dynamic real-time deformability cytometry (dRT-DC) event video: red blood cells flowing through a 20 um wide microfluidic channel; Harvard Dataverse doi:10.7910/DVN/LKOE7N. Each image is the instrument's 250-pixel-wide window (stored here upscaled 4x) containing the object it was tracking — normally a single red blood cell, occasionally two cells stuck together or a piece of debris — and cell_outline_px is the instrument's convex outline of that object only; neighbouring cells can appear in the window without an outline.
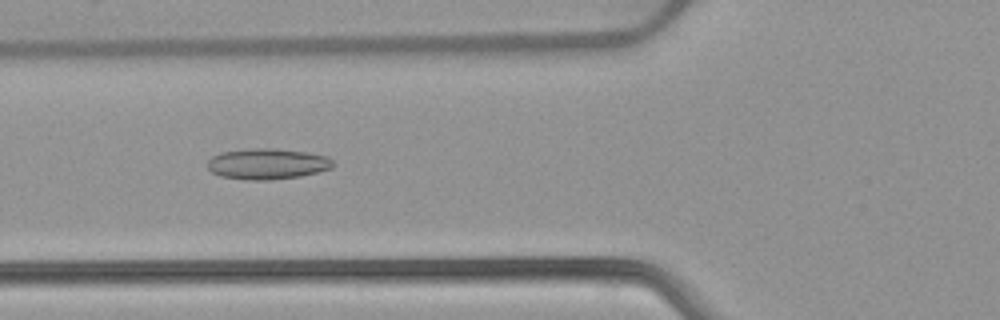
{"species": "common noctule bat (a hibernating species)", "species_latin": "Nyctalus noctula", "temperature_condition": "warm", "stored_images_in_passage": 52, "camera_frame_rate_fps": 3000, "um_per_image_px": 0.085, "animal": {"sex": "female", "body_mass_g": 22.7, "forearm_length_mm": 54.2}, "frame": {"image": 1, "passage_image": 20, "time_ms": 6.333, "image_size_px": [1000, 320], "cell_outline_px": [[336, 164], [332, 168], [320, 172], [300, 176], [272, 180], [244, 180], [220, 176], [212, 172], [208, 168], [208, 160], [212, 156], [220, 152], [252, 148], [276, 148], [308, 152], [328, 156]], "centroid_in_image_um": [22.75, 13.93], "position_along_channel_um": 103.0, "area_um2": 22.95}}
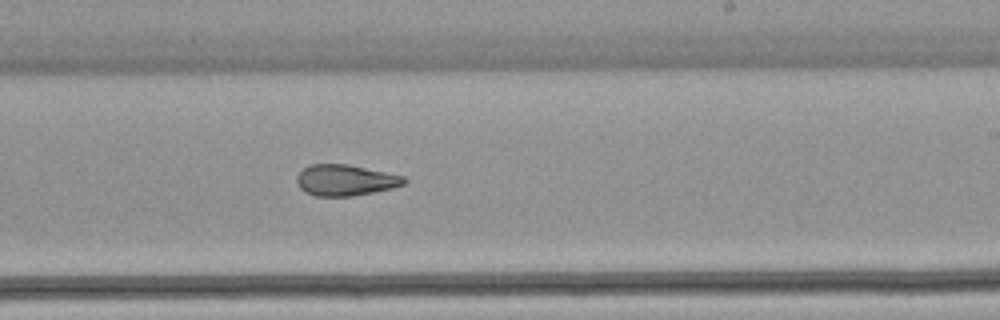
{"frame": {"image": 2, "passage_image": 32, "time_ms": 10.333, "image_size_px": [1000, 320], "cell_outline_px": [[408, 180], [404, 184], [392, 188], [352, 196], [316, 196], [304, 192], [296, 184], [296, 176], [304, 168], [312, 164], [348, 164], [404, 176]], "centroid_in_image_um": [29.33, 15.31], "position_along_channel_um": 259.7, "area_um2": 19.42}}
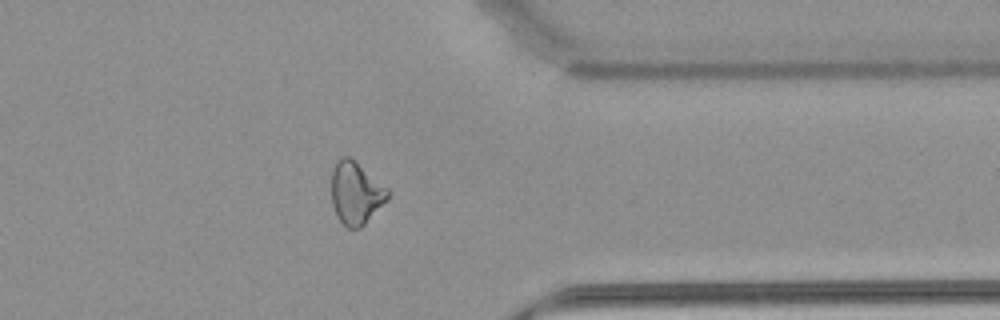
{"frame": {"image": 3, "passage_image": 42, "time_ms": 13.667, "image_size_px": [1000, 320], "cell_outline_px": [[388, 200], [360, 228], [348, 228], [336, 216], [332, 204], [332, 168], [336, 160], [340, 156], [352, 156], [388, 188]], "centroid_in_image_um": [30.24, 16.36], "position_along_channel_um": 381.2, "area_um2": 20.81}, "authors_computed_cell_mechanics": {"area_um2": 22.5709, "velocity_mm_per_s": 3.9181, "shape_relaxation_time_tau1_ms": null, "shape_relaxation_time_tau2_ms": 3.144, "deformation_change_tau1": null, "deformation_change_tau2": 0.1106}}